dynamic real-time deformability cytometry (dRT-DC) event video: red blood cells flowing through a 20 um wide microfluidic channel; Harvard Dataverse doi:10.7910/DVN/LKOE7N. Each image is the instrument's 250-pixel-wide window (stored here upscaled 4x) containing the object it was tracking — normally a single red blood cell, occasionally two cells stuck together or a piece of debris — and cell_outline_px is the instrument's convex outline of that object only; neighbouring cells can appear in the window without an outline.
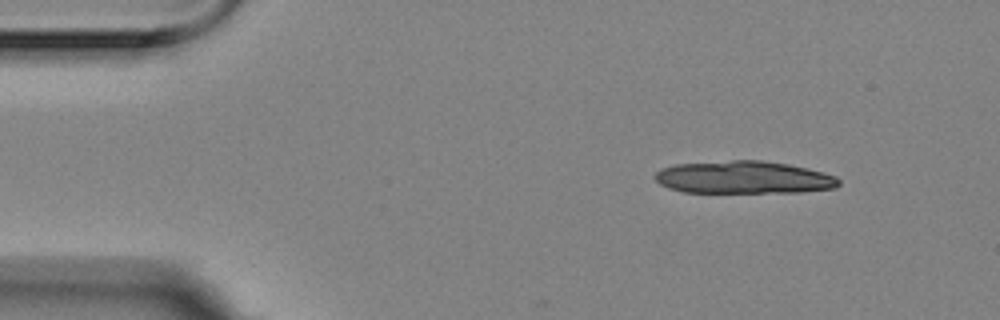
{"species": "Egyptian fruit bat (a non-hibernating species)", "species_latin": "Rousettus aegyptiacus", "temperature_condition": "room temperature", "stored_images_in_passage": 5, "camera_frame_rate_fps": 3000, "um_per_image_px": 0.085, "animal": {"sex": "female"}, "frame": {"image": 1, "passage_image": 5, "time_ms": 1.333, "image_size_px": [1000, 320], "cell_outline_px": [[840, 184], [836, 188], [800, 192], [684, 192], [668, 188], [660, 184], [652, 176], [660, 168], [676, 164], [732, 160], [760, 160], [788, 164], [808, 168], [824, 172], [836, 176], [840, 180]], "centroid_in_image_um": [63.22, 15.07], "position_along_channel_um": 21.8, "area_um2": 35.14}}